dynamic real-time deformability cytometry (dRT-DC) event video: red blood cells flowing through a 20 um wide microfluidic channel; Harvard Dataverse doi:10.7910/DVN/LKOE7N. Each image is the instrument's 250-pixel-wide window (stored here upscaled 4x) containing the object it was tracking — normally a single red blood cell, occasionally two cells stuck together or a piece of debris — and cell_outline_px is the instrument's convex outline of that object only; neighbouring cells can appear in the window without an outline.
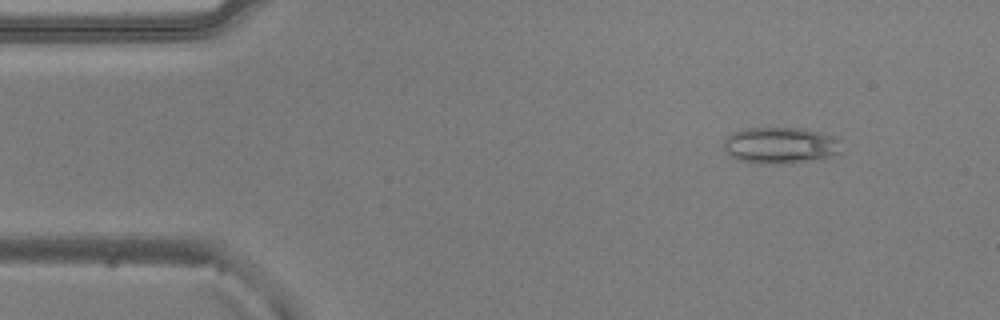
{"species": "common noctule bat (a hibernating species)", "species_latin": "Nyctalus noctula", "temperature_condition": "warm", "stored_images_in_passage": 52, "camera_frame_rate_fps": 3000, "um_per_image_px": 0.085, "animal": {"sex": "male", "body_mass_g": 20.5, "forearm_length_mm": 52.5}, "frame": {"image": 1, "passage_image": 6, "time_ms": 1.667, "image_size_px": [1000, 320], "cell_outline_px": [[844, 152], [832, 156], [788, 164], [760, 164], [736, 160], [724, 152], [720, 148], [724, 140], [732, 132], [744, 128], [804, 128], [836, 136], [840, 140]], "centroid_in_image_um": [66.32, 12.36], "position_along_channel_um": 18.7, "area_um2": 25.84}}
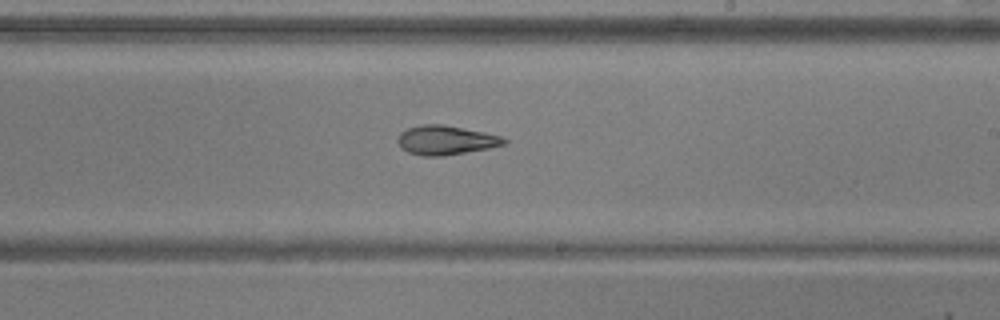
{"frame": {"image": 2, "passage_image": 30, "time_ms": 9.667, "image_size_px": [1000, 320], "cell_outline_px": [[508, 140], [504, 144], [488, 148], [444, 156], [424, 156], [408, 152], [400, 148], [400, 132], [408, 128], [420, 124], [444, 124], [484, 132], [500, 136]], "centroid_in_image_um": [37.89, 11.91], "position_along_channel_um": 251.1, "area_um2": 17.92}}
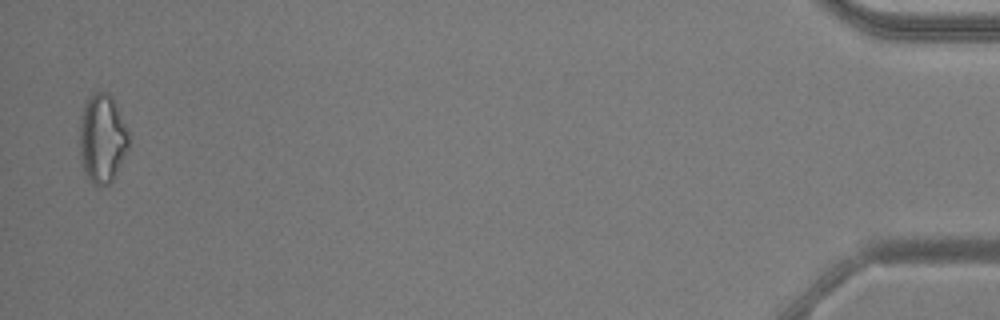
{"frame": {"image": 3, "passage_image": 51, "time_ms": 16.667, "image_size_px": [1000, 320], "cell_outline_px": [[128, 148], [112, 180], [108, 184], [100, 188], [84, 172], [80, 156], [80, 116], [84, 100], [92, 92], [108, 92], [112, 96], [128, 128]], "centroid_in_image_um": [8.68, 11.71], "position_along_channel_um": 426.5, "area_um2": 25.55}, "authors_computed_cell_mechanics": {"area_um2": 19.941, "velocity_mm_per_s": 3.8859, "shape_relaxation_time_tau1_ms": 8.1564, "shape_relaxation_time_tau2_ms": 7.2405, "deformation_change_tau1": 0.2282, "deformation_change_tau2": 0.1958}}